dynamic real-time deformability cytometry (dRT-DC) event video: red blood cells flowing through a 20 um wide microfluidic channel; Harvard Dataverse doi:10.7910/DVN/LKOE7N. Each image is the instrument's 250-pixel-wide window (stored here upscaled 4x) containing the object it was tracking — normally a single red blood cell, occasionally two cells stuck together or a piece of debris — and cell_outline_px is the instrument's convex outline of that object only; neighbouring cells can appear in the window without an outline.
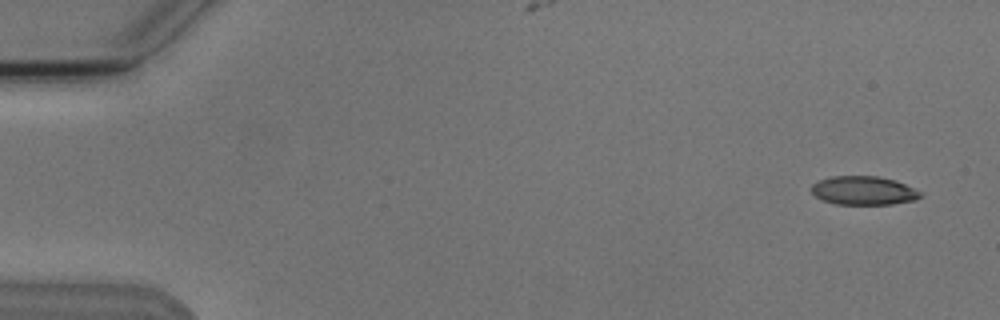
{"species": "Egyptian fruit bat (a non-hibernating species)", "species_latin": "Rousettus aegyptiacus", "temperature_condition": "cold", "stored_images_in_passage": 5, "camera_frame_rate_fps": 3000, "um_per_image_px": 0.085, "animal": {"sex": "male"}, "frame": {"image": 1, "passage_image": 1, "time_ms": 0.0, "image_size_px": [1000, 320], "cell_outline_px": [[920, 196], [916, 200], [892, 204], [836, 204], [824, 200], [816, 196], [812, 192], [812, 184], [816, 180], [832, 176], [876, 176], [896, 180], [920, 192]], "centroid_in_image_um": [73.37, 16.19], "position_along_channel_um": 11.6, "area_um2": 18.09}}